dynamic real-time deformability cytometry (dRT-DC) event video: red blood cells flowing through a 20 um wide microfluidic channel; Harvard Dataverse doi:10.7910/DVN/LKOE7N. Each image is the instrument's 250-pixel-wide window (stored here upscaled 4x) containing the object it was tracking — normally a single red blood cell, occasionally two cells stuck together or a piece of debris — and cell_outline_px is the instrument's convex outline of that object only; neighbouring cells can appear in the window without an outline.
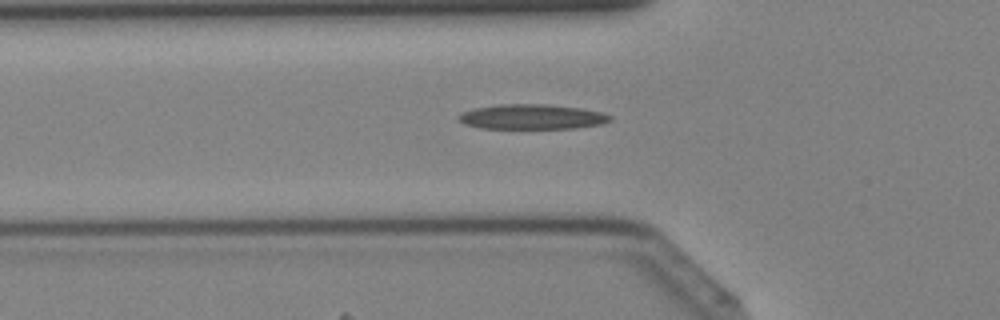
{"species": "Egyptian fruit bat (a non-hibernating species)", "species_latin": "Rousettus aegyptiacus", "temperature_condition": "cold", "stored_images_in_passage": 38, "camera_frame_rate_fps": 3000, "um_per_image_px": 0.085, "animal": {"sex": "female"}, "frame": {"image": 1, "passage_image": 10, "time_ms": 3.0, "image_size_px": [1000, 320], "cell_outline_px": [[612, 120], [600, 124], [576, 128], [480, 128], [464, 124], [456, 120], [456, 116], [460, 112], [472, 108], [500, 104], [544, 104], [580, 108], [604, 112], [612, 116]], "centroid_in_image_um": [45.16, 9.92], "position_along_channel_um": 80.6, "area_um2": 22.25}}
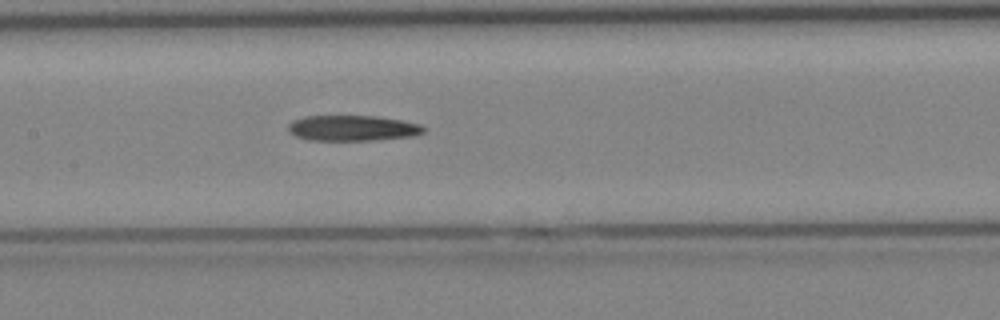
{"frame": {"image": 2, "passage_image": 16, "time_ms": 5.0, "image_size_px": [1000, 320], "cell_outline_px": [[428, 128], [424, 132], [416, 136], [372, 140], [308, 140], [296, 136], [288, 132], [288, 124], [292, 120], [304, 116], [380, 116], [420, 124]], "centroid_in_image_um": [29.98, 10.89], "position_along_channel_um": 177.4, "area_um2": 20.4}}
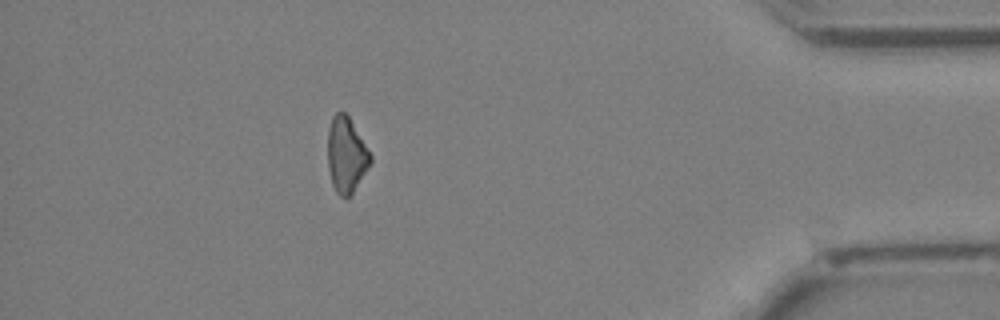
{"frame": {"image": 3, "passage_image": 33, "time_ms": 10.667, "image_size_px": [1000, 320], "cell_outline_px": [[372, 160], [368, 168], [352, 196], [340, 196], [336, 192], [332, 184], [328, 168], [328, 128], [332, 116], [336, 112], [344, 112], [348, 116], [372, 156]], "centroid_in_image_um": [29.43, 13.19], "position_along_channel_um": 405.8, "area_um2": 18.73}}